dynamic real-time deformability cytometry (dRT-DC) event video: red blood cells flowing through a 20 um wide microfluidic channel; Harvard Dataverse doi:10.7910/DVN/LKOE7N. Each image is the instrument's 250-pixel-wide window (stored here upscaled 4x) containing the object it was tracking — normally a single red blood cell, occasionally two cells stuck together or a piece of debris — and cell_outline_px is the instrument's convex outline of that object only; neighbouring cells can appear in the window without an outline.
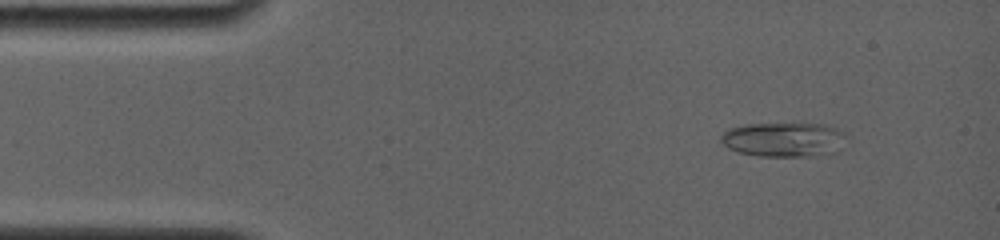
{"species": "common noctule bat (a hibernating species)", "species_latin": "Nyctalus noctula", "temperature_condition": "room temperature", "stored_images_in_passage": 62, "camera_frame_rate_fps": 4000, "um_per_image_px": 0.085, "animal": {"sex": "female", "body_mass_g": 19.0, "forearm_length_mm": 56.7}, "frame": {"image": 1, "passage_image": 5, "time_ms": 1.5, "image_size_px": [1000, 240], "cell_outline_px": [[844, 136], [832, 152], [808, 156], [756, 156], [736, 152], [728, 148], [720, 140], [720, 136], [728, 128], [748, 124], [824, 124], [836, 128], [844, 132]], "centroid_in_image_um": [66.49, 11.85], "position_along_channel_um": 18.5, "area_um2": 24.68}}
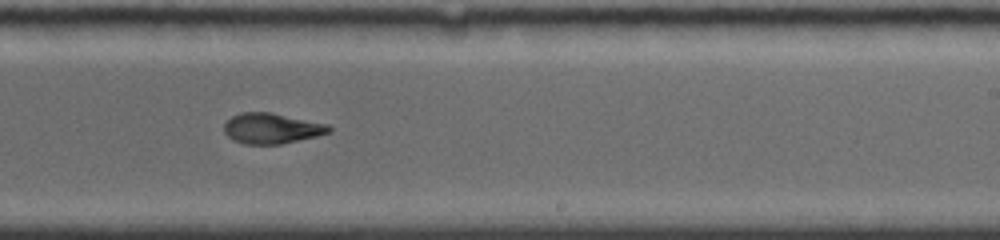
{"frame": {"image": 2, "passage_image": 32, "time_ms": 9.75, "image_size_px": [1000, 240], "cell_outline_px": [[332, 132], [316, 136], [280, 144], [244, 144], [232, 140], [224, 132], [224, 124], [232, 116], [244, 112], [272, 112], [328, 124], [332, 128]], "centroid_in_image_um": [23.1, 10.91], "position_along_channel_um": 265.9, "area_um2": 18.67}}
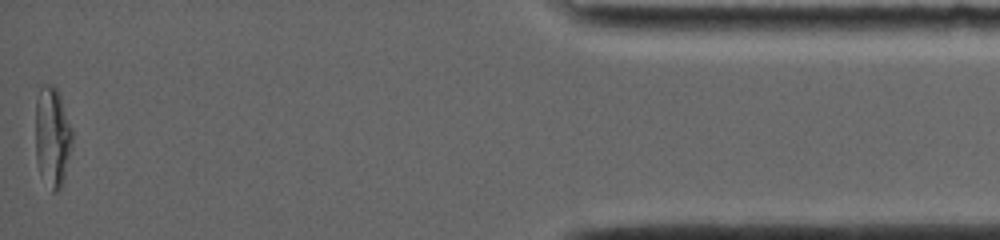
{"frame": {"image": 3, "passage_image": 62, "time_ms": 15.75, "image_size_px": [1000, 240], "cell_outline_px": [[72, 148], [64, 180], [60, 188], [56, 192], [52, 192], [40, 176], [36, 160], [36, 100], [40, 84], [52, 84], [56, 88], [60, 96], [72, 128]], "centroid_in_image_um": [4.45, 11.65], "position_along_channel_um": 430.8, "area_um2": 21.85}, "authors_computed_cell_mechanics": {"area_um2": 19.652, "velocity_mm_per_s": 3.9024, "shape_relaxation_time_tau1_ms": 9.3036, "shape_relaxation_time_tau2_ms": 2.5594, "deformation_change_tau1": 0.2956, "deformation_change_tau2": 0.0761}}